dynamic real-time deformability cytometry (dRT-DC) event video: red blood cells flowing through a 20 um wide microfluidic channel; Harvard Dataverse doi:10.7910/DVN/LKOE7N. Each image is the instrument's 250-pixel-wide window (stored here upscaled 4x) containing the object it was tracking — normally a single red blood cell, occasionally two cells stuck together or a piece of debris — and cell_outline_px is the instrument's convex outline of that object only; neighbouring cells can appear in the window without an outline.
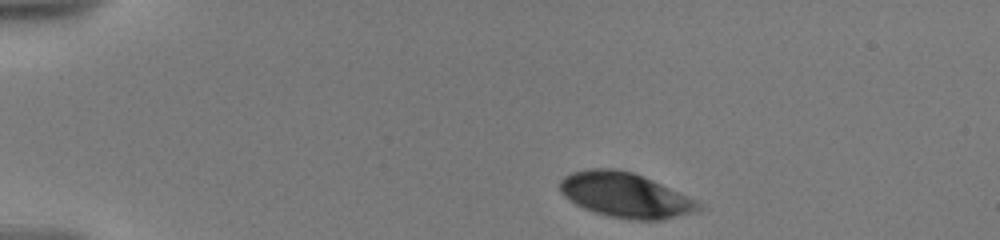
{"species": "human", "species_latin": "Homo sapiens", "temperature_condition": "warm", "stored_images_in_passage": 45, "camera_frame_rate_fps": 3000, "um_per_image_px": 0.085, "donor": {"sex": "male"}, "frame": {"image": 1, "passage_image": 1, "time_ms": 0.0, "image_size_px": [1000, 240], "cell_outline_px": [[704, 208], [696, 212], [660, 220], [628, 220], [608, 216], [584, 208], [568, 200], [560, 192], [560, 180], [564, 176], [572, 172], [588, 168], [612, 168], [632, 172], [652, 180], [700, 200], [704, 204]], "centroid_in_image_um": [53.2, 16.59], "position_along_channel_um": 31.8, "area_um2": 36.65}}
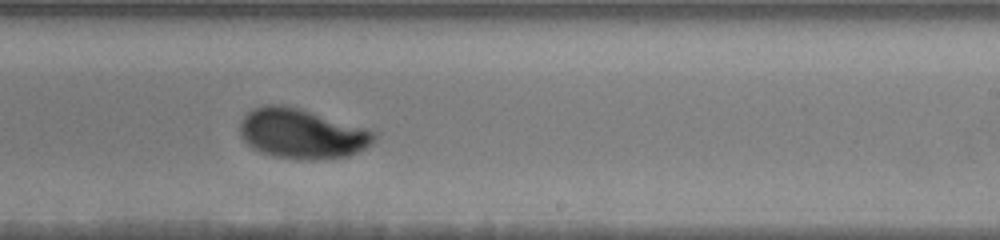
{"frame": {"image": 2, "passage_image": 17, "time_ms": 8.667, "image_size_px": [1000, 240], "cell_outline_px": [[376, 140], [372, 144], [348, 156], [312, 160], [296, 160], [272, 156], [260, 152], [252, 148], [240, 136], [240, 124], [244, 116], [252, 108], [268, 104], [276, 104], [296, 108], [364, 128], [376, 132]], "centroid_in_image_um": [25.62, 11.39], "position_along_channel_um": 263.4, "area_um2": 38.67}}
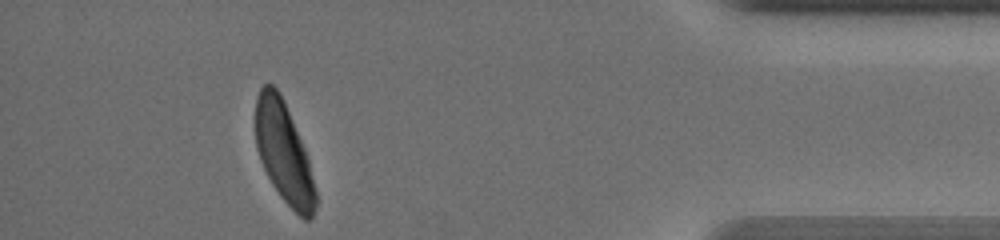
{"frame": {"image": 3, "passage_image": 38, "time_ms": 14.0, "image_size_px": [1000, 240], "cell_outline_px": [[316, 208], [312, 216], [308, 220], [304, 220], [280, 196], [272, 184], [260, 160], [256, 148], [256, 96], [260, 88], [264, 84], [272, 84], [280, 92], [284, 100], [308, 156], [316, 192]], "centroid_in_image_um": [24.12, 12.96], "position_along_channel_um": 411.1, "area_um2": 35.08}, "authors_computed_cell_mechanics": {"area_um2": 36.9342, "velocity_mm_per_s": 3.5363, "shape_relaxation_time_tau1_ms": 3.6995, "shape_relaxation_time_tau2_ms": null, "deformation_change_tau1": 0.1459, "deformation_change_tau2": null}}